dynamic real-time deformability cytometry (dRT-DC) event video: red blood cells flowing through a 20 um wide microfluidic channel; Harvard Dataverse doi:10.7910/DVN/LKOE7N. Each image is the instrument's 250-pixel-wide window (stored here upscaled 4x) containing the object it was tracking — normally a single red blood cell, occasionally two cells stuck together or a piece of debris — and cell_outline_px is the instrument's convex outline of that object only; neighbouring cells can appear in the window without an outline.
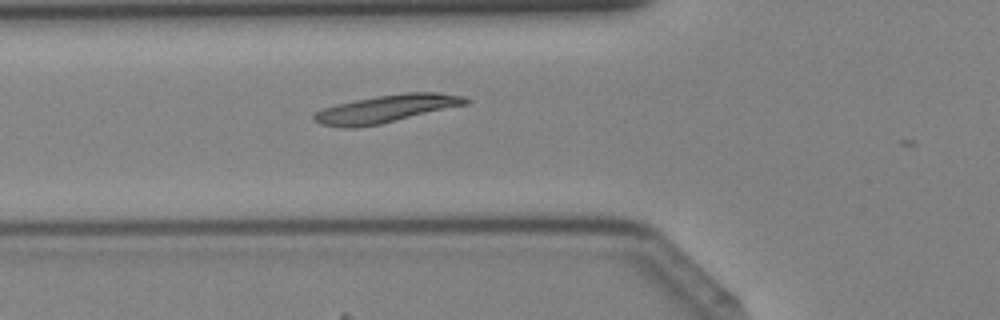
{"species": "Egyptian fruit bat (a non-hibernating species)", "species_latin": "Rousettus aegyptiacus", "temperature_condition": "cold", "stored_images_in_passage": 3, "camera_frame_rate_fps": 3000, "um_per_image_px": 0.085, "animal": {"sex": "female"}, "frame": {"image": 1, "passage_image": 2, "time_ms": 0.333, "image_size_px": [1000, 320], "cell_outline_px": [[472, 100], [468, 104], [380, 124], [356, 128], [340, 128], [320, 124], [312, 120], [312, 116], [316, 112], [324, 108], [336, 104], [376, 96], [404, 92], [436, 92], [464, 96]], "centroid_in_image_um": [32.83, 9.25], "position_along_channel_um": 93.0, "area_um2": 24.62}}